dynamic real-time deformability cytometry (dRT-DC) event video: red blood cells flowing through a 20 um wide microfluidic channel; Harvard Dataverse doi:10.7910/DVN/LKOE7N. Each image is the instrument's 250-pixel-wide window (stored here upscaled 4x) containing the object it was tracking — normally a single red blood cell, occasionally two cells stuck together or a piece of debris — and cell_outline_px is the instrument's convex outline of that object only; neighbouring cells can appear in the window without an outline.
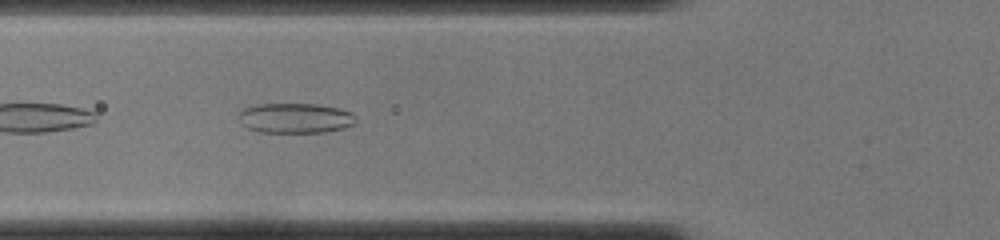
{"species": "common noctule bat (a hibernating species)", "species_latin": "Nyctalus noctula", "temperature_condition": "cold", "stored_images_in_passage": 43, "camera_frame_rate_fps": 3000, "um_per_image_px": 0.085, "animal": {"sex": "female", "body_mass_g": 22.0, "forearm_length_mm": 56.7}, "frame": {"image": 1, "passage_image": 13, "time_ms": 4.0, "image_size_px": [1000, 240], "cell_outline_px": [[356, 120], [352, 124], [340, 128], [324, 132], [260, 132], [248, 128], [240, 124], [236, 116], [244, 108], [256, 104], [316, 104], [336, 108], [352, 112], [356, 116]], "centroid_in_image_um": [25.03, 10.03], "position_along_channel_um": 100.8, "area_um2": 20.46}}
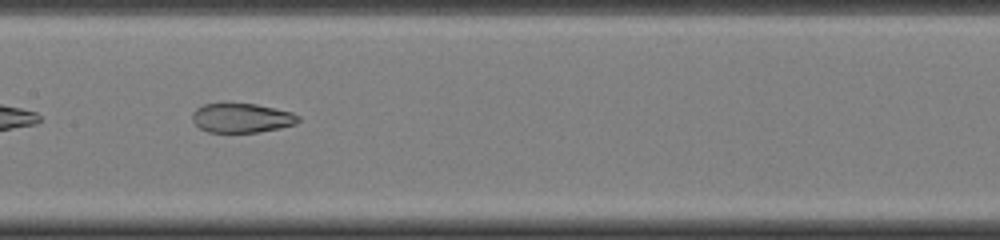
{"frame": {"image": 2, "passage_image": 19, "time_ms": 6.0, "image_size_px": [1000, 240], "cell_outline_px": [[300, 120], [296, 124], [280, 128], [260, 132], [208, 132], [200, 128], [192, 120], [192, 112], [196, 108], [204, 104], [256, 104], [292, 112], [300, 116]], "centroid_in_image_um": [20.56, 10.03], "position_along_channel_um": 186.8, "area_um2": 18.09}}
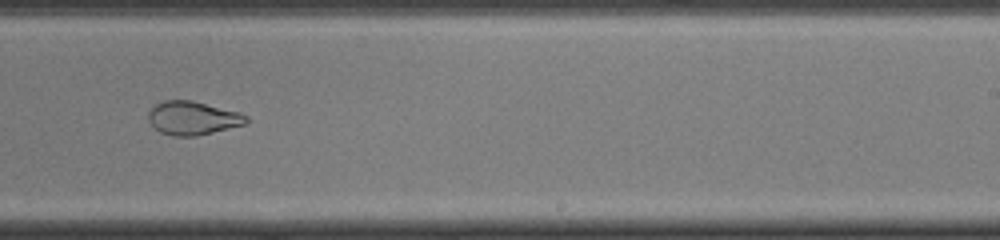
{"frame": {"image": 3, "passage_image": 25, "time_ms": 8.0, "image_size_px": [1000, 240], "cell_outline_px": [[248, 120], [244, 124], [196, 136], [172, 136], [160, 132], [148, 120], [148, 112], [156, 104], [164, 100], [192, 100], [236, 112], [248, 116]], "centroid_in_image_um": [16.34, 10.03], "position_along_channel_um": 272.7, "area_um2": 18.79}}